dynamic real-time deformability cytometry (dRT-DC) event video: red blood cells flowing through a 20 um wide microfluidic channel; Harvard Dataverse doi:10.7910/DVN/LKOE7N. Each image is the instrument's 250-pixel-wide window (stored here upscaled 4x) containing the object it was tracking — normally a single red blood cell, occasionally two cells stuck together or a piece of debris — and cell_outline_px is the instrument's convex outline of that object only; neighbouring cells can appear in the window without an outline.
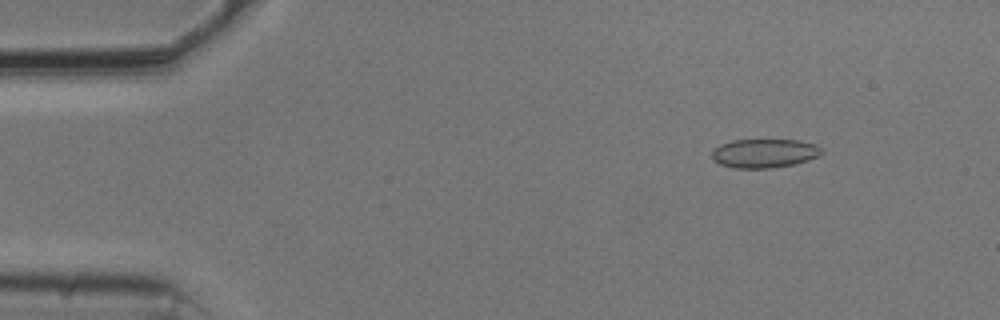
{"species": "common noctule bat (a hibernating species)", "species_latin": "Nyctalus noctula", "temperature_condition": "cold", "stored_images_in_passage": 54, "camera_frame_rate_fps": 3000, "um_per_image_px": 0.085, "animal": {"sex": "male", "body_mass_g": 20.5, "forearm_length_mm": 52.5}, "frame": {"image": 1, "passage_image": 7, "time_ms": 2.0, "image_size_px": [1000, 320], "cell_outline_px": [[824, 152], [820, 156], [808, 160], [792, 164], [772, 168], [736, 168], [720, 164], [712, 160], [712, 148], [720, 144], [732, 140], [800, 140], [816, 144], [824, 148]], "centroid_in_image_um": [64.99, 13.02], "position_along_channel_um": 20.0, "area_um2": 18.73}}
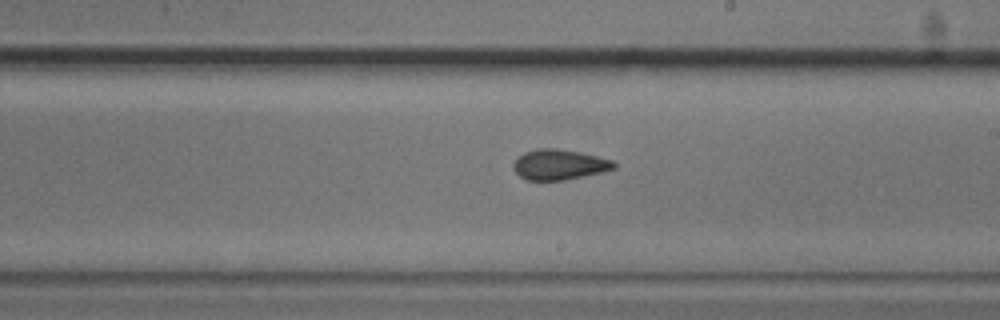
{"frame": {"image": 2, "passage_image": 31, "time_ms": 10.0, "image_size_px": [1000, 320], "cell_outline_px": [[616, 168], [604, 172], [564, 180], [524, 180], [512, 168], [512, 164], [516, 156], [524, 152], [540, 148], [556, 148], [580, 152], [612, 160], [616, 164]], "centroid_in_image_um": [47.5, 13.99], "position_along_channel_um": 241.5, "area_um2": 17.98}}
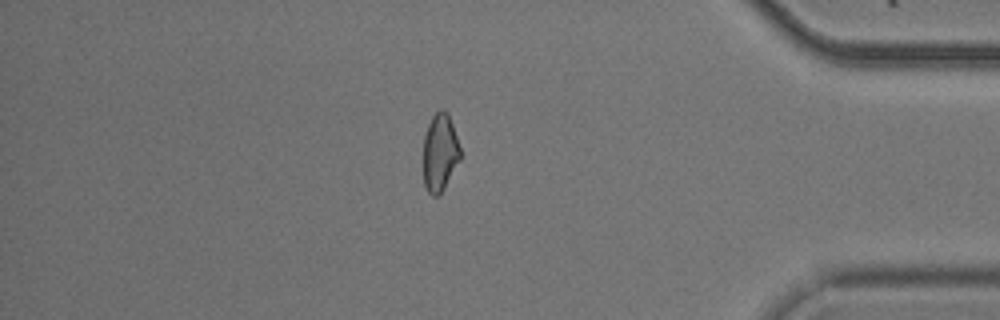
{"frame": {"image": 3, "passage_image": 46, "time_ms": 15.0, "image_size_px": [1000, 320], "cell_outline_px": [[460, 160], [444, 188], [436, 196], [432, 196], [428, 192], [424, 184], [424, 136], [428, 124], [432, 116], [440, 108], [444, 108], [448, 112], [460, 148]], "centroid_in_image_um": [37.39, 12.93], "position_along_channel_um": 397.8, "area_um2": 16.65}, "authors_computed_cell_mechanics": {"area_um2": 18.0625, "velocity_mm_per_s": 3.7871, "shape_relaxation_time_tau1_ms": null, "shape_relaxation_time_tau2_ms": 3.0229, "deformation_change_tau1": null, "deformation_change_tau2": 0.0806}}